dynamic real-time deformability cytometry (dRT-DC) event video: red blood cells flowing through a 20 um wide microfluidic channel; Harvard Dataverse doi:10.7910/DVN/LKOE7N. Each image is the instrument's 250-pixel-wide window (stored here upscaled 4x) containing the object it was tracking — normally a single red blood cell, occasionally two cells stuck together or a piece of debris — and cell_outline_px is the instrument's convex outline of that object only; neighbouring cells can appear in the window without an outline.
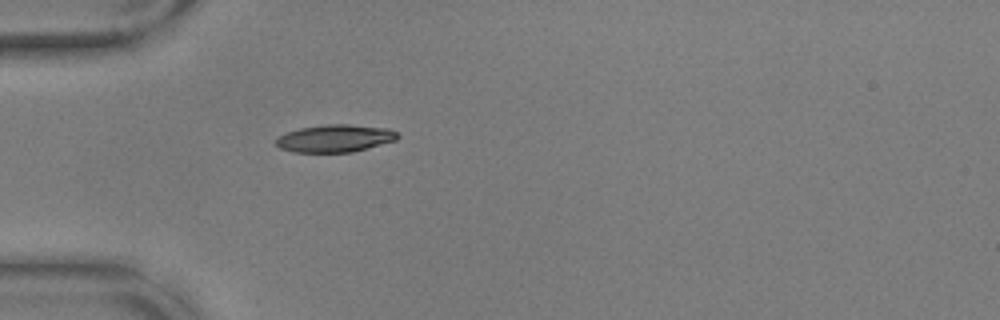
{"species": "common noctule bat (a hibernating species)", "species_latin": "Nyctalus noctula", "temperature_condition": "warm", "stored_images_in_passage": 39, "camera_frame_rate_fps": 3000, "um_per_image_px": 0.085, "animal": {"sex": "male", "body_mass_g": 17.9, "forearm_length_mm": 54.2}, "frame": {"image": 1, "passage_image": 1, "time_ms": 0.0, "image_size_px": [1000, 320], "cell_outline_px": [[400, 136], [396, 140], [352, 152], [292, 152], [280, 148], [276, 144], [276, 140], [280, 136], [288, 132], [300, 128], [328, 124], [348, 124], [388, 128], [396, 132]], "centroid_in_image_um": [28.49, 11.76], "position_along_channel_um": 56.5, "area_um2": 19.31}}
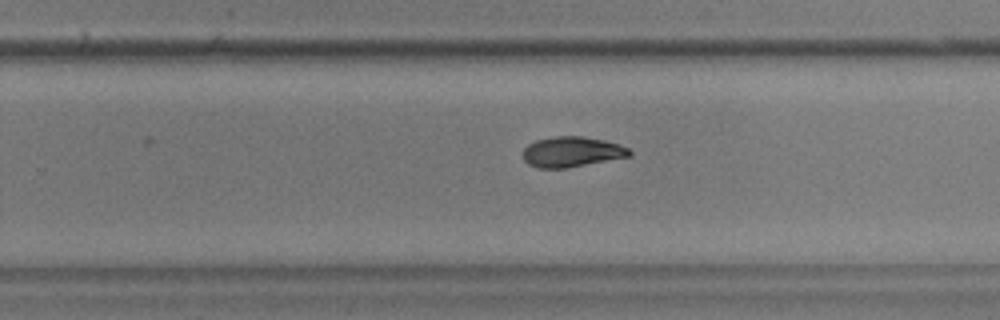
{"frame": {"image": 2, "passage_image": 20, "time_ms": 6.333, "image_size_px": [1000, 320], "cell_outline_px": [[632, 156], [564, 168], [536, 168], [528, 164], [524, 160], [524, 148], [528, 144], [536, 140], [556, 136], [584, 136], [604, 140], [628, 148], [632, 152]], "centroid_in_image_um": [48.59, 12.9], "position_along_channel_um": 281.2, "area_um2": 18.73}}
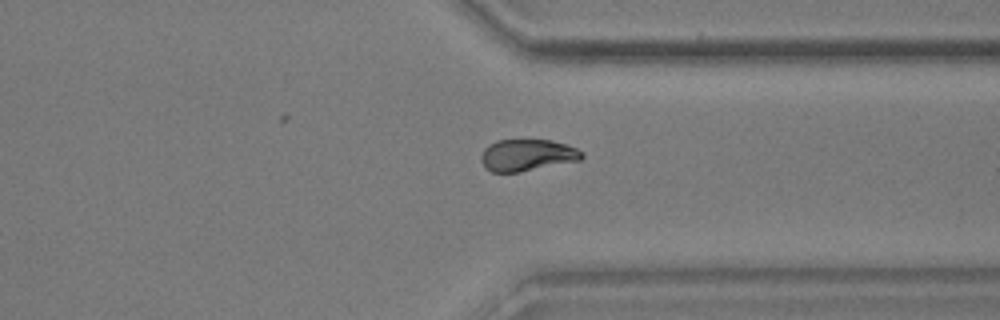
{"frame": {"image": 3, "passage_image": 27, "time_ms": 8.667, "image_size_px": [1000, 320], "cell_outline_px": [[584, 156], [580, 160], [520, 172], [492, 172], [484, 168], [480, 160], [480, 156], [484, 148], [488, 144], [496, 140], [552, 140], [568, 144], [584, 152]], "centroid_in_image_um": [44.79, 13.18], "position_along_channel_um": 366.6, "area_um2": 18.9}, "authors_computed_cell_mechanics": {"area_um2": 19.2474, "velocity_mm_per_s": 3.6501, "shape_relaxation_time_tau1_ms": 4.5674, "shape_relaxation_time_tau2_ms": 7.6599, "deformation_change_tau1": 0.1377, "deformation_change_tau2": 0.1049}}